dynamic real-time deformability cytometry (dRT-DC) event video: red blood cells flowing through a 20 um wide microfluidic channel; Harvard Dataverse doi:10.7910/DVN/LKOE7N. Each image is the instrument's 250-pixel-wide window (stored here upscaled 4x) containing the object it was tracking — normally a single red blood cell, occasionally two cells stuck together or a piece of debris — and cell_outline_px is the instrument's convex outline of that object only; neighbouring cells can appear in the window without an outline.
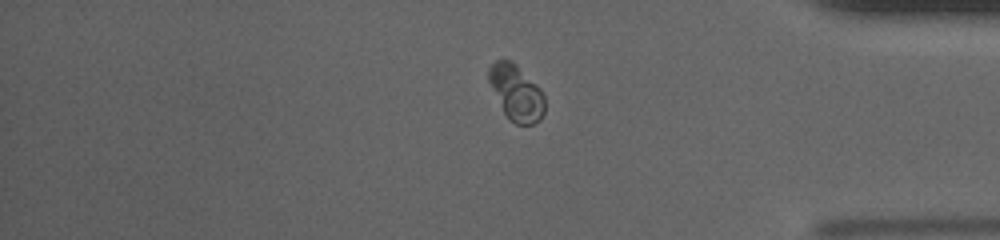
{"species": "human", "species_latin": "Homo sapiens", "temperature_condition": "cold", "stored_images_in_passage": 42, "camera_frame_rate_fps": 3000, "um_per_image_px": 0.085, "donor": {"sex": "male"}, "frame": {"image": 1, "passage_image": 33, "time_ms": 10.667, "image_size_px": [1000, 240], "cell_outline_px": [[544, 112], [540, 120], [532, 124], [516, 124], [504, 112], [488, 80], [488, 68], [496, 60], [512, 60], [540, 88], [544, 96]], "centroid_in_image_um": [43.89, 7.86], "position_along_channel_um": 391.3, "area_um2": 17.8}}
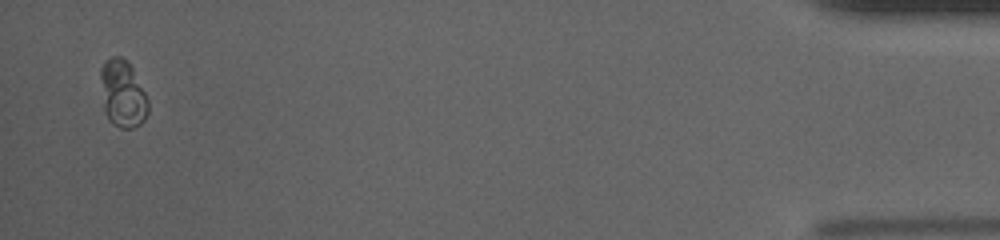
{"frame": {"image": 2, "passage_image": 41, "time_ms": 13.333, "image_size_px": [1000, 240], "cell_outline_px": [[148, 112], [144, 120], [140, 124], [132, 128], [120, 128], [112, 124], [104, 108], [100, 76], [100, 68], [104, 60], [112, 56], [120, 56], [128, 60], [148, 100]], "centroid_in_image_um": [10.41, 7.94], "position_along_channel_um": 424.8, "area_um2": 18.55}}